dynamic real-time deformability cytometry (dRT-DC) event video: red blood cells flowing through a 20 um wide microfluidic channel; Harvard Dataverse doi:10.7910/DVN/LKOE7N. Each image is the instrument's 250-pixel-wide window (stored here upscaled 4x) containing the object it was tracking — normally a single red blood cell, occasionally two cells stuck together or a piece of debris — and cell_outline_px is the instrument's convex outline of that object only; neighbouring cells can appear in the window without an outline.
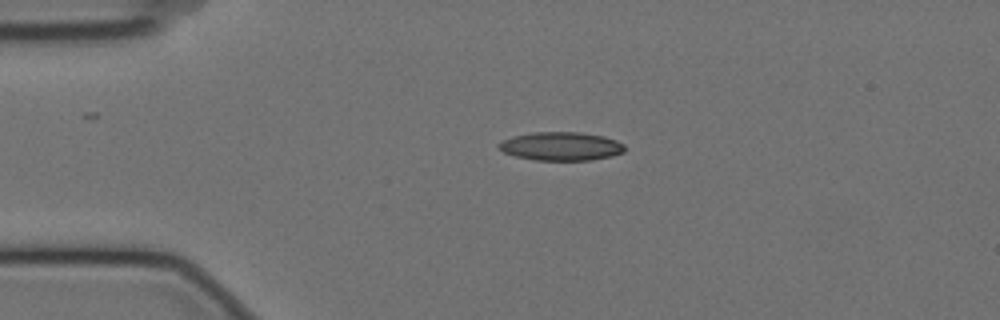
{"species": "Egyptian fruit bat (a non-hibernating species)", "species_latin": "Rousettus aegyptiacus", "temperature_condition": "cold", "stored_images_in_passage": 46, "camera_frame_rate_fps": 3000, "um_per_image_px": 0.085, "animal": {"sex": "female"}, "frame": {"image": 1, "passage_image": 1, "time_ms": 0.0, "image_size_px": [1000, 320], "cell_outline_px": [[624, 152], [612, 156], [592, 160], [536, 160], [516, 156], [504, 152], [496, 144], [512, 136], [532, 132], [580, 132], [604, 136], [616, 140], [624, 144]], "centroid_in_image_um": [47.71, 12.43], "position_along_channel_um": 37.3, "area_um2": 20.92}}
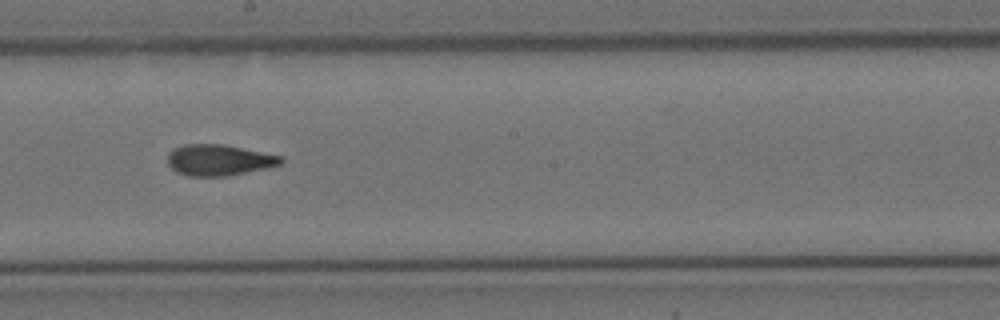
{"frame": {"image": 2, "passage_image": 20, "time_ms": 6.333, "image_size_px": [1000, 320], "cell_outline_px": [[284, 164], [268, 168], [228, 176], [188, 176], [176, 172], [168, 164], [168, 152], [172, 148], [184, 144], [220, 144], [284, 156]], "centroid_in_image_um": [18.63, 13.61], "position_along_channel_um": 229.6, "area_um2": 20.75}}
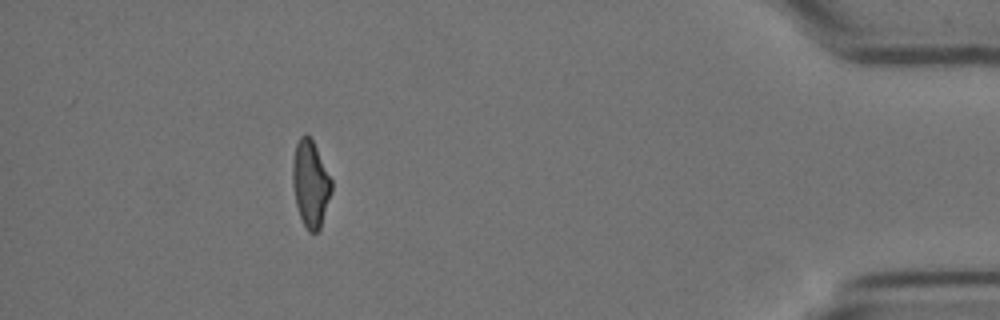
{"frame": {"image": 3, "passage_image": 40, "time_ms": 13.0, "image_size_px": [1000, 320], "cell_outline_px": [[332, 192], [320, 228], [316, 232], [308, 232], [300, 216], [296, 204], [292, 184], [292, 160], [296, 144], [300, 136], [304, 132], [312, 140], [332, 180]], "centroid_in_image_um": [26.38, 15.61], "position_along_channel_um": 408.8, "area_um2": 19.59}, "authors_computed_cell_mechanics": {"area_um2": 20.5768, "velocity_mm_per_s": 3.5334, "shape_relaxation_time_tau1_ms": null, "shape_relaxation_time_tau2_ms": 2.6468, "deformation_change_tau1": null, "deformation_change_tau2": 0.1047}}